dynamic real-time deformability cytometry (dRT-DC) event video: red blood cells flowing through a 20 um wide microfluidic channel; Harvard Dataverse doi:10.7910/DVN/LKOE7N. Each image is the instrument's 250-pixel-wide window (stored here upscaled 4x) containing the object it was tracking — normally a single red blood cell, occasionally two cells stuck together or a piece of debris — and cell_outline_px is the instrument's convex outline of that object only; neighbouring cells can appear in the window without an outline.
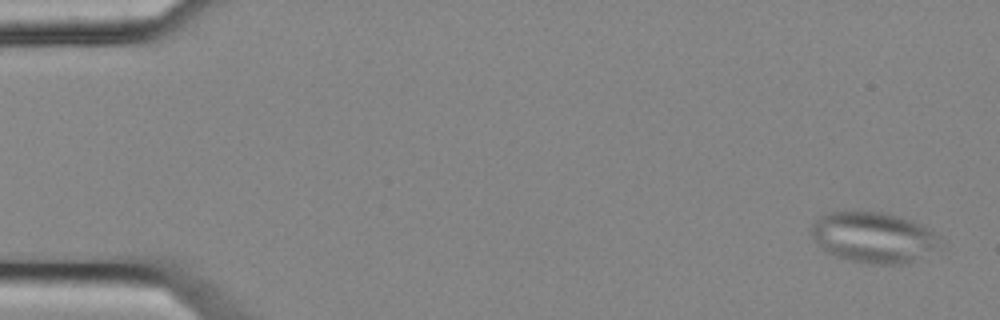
{"species": "common noctule bat (a hibernating species)", "species_latin": "Nyctalus noctula", "temperature_condition": "cold", "stored_images_in_passage": 5, "camera_frame_rate_fps": 3000, "um_per_image_px": 0.085, "animal": {"sex": "female", "body_mass_g": 25.1}, "frame": {"image": 1, "passage_image": 1, "time_ms": 0.0, "image_size_px": [1000, 320], "cell_outline_px": [[940, 248], [904, 264], [872, 264], [852, 260], [836, 256], [824, 252], [812, 236], [812, 224], [816, 216], [828, 212], [880, 212], [912, 220], [920, 224], [940, 236]], "centroid_in_image_um": [74.23, 20.17], "position_along_channel_um": 10.8, "area_um2": 37.92}}